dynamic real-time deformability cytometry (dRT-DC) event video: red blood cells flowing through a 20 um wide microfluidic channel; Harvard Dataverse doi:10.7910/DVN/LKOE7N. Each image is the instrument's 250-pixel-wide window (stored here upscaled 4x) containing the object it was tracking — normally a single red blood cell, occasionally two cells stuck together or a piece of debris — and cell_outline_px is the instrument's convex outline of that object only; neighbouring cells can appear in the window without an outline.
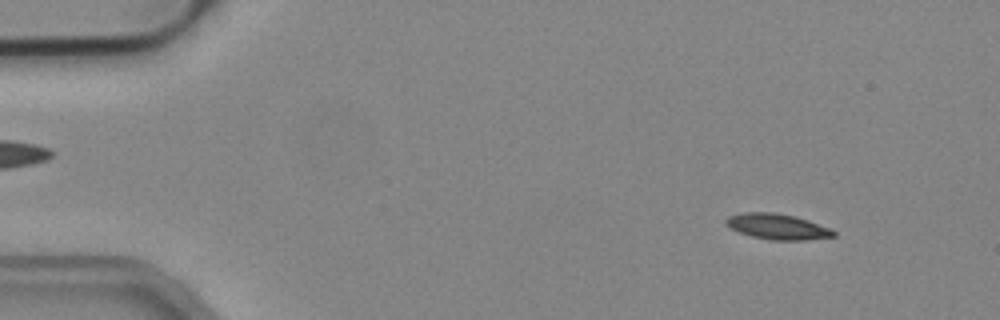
{"species": "common noctule bat (a hibernating species)", "species_latin": "Nyctalus noctula", "temperature_condition": "cold", "stored_images_in_passage": 15, "camera_frame_rate_fps": 3000, "um_per_image_px": 0.085, "animal": {"sex": "male", "body_mass_g": 19.2, "forearm_length_mm": 51.8}, "frame": {"image": 1, "passage_image": 5, "time_ms": 1.333, "image_size_px": [1000, 320], "cell_outline_px": [[836, 236], [808, 240], [772, 240], [752, 236], [740, 232], [724, 224], [724, 220], [728, 216], [744, 212], [776, 212], [808, 220], [832, 228], [836, 232]], "centroid_in_image_um": [66.11, 19.26], "position_along_channel_um": 18.9, "area_um2": 16.13}}
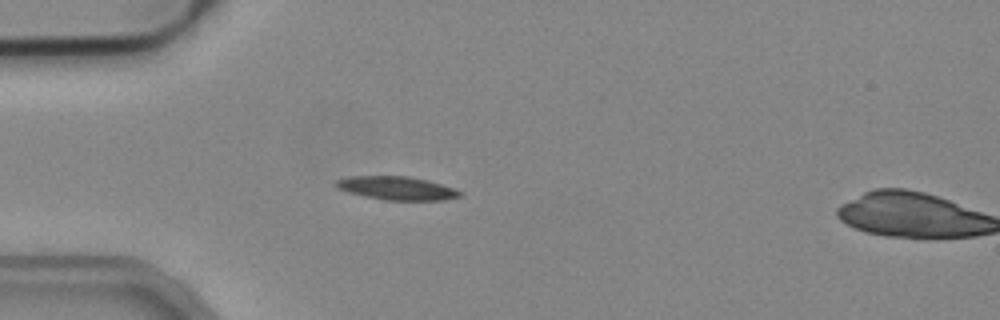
{"frame": {"image": 2, "passage_image": 14, "time_ms": 4.333, "image_size_px": [1000, 320], "cell_outline_px": [[464, 196], [444, 200], [384, 200], [364, 196], [348, 192], [336, 188], [332, 184], [336, 180], [348, 176], [408, 176], [428, 180], [464, 192]], "centroid_in_image_um": [33.71, 15.99], "position_along_channel_um": 51.3, "area_um2": 17.11}}